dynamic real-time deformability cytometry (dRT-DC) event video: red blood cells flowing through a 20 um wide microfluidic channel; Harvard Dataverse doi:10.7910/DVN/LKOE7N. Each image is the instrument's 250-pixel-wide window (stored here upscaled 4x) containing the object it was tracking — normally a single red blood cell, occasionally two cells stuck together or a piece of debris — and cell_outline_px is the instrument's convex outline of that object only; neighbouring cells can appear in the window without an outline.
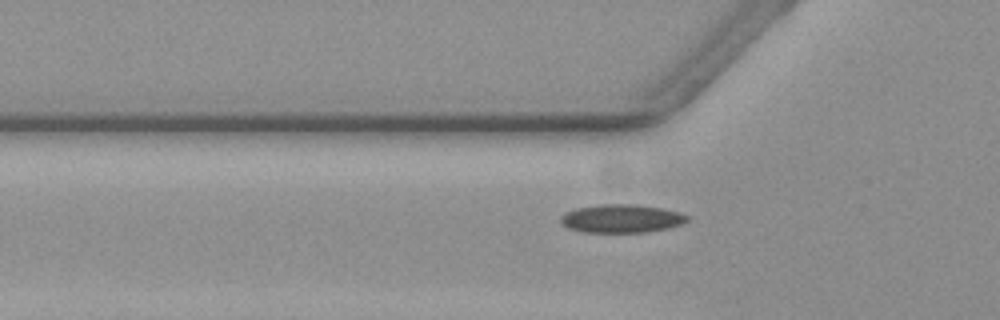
{"species": "common noctule bat (a hibernating species)", "species_latin": "Nyctalus noctula", "temperature_condition": "warm", "stored_images_in_passage": 41, "camera_frame_rate_fps": 3000, "um_per_image_px": 0.085, "animal": {"sex": "female", "body_mass_g": 19.3, "forearm_length_mm": 54.1}, "frame": {"image": 1, "passage_image": 2, "time_ms": 0.333, "image_size_px": [1000, 320], "cell_outline_px": [[692, 216], [688, 220], [680, 224], [668, 228], [648, 232], [584, 232], [568, 228], [560, 220], [560, 216], [564, 212], [576, 208], [600, 204], [632, 204], [660, 208], [680, 212]], "centroid_in_image_um": [52.83, 18.57], "position_along_channel_um": 73.0, "area_um2": 20.92}}
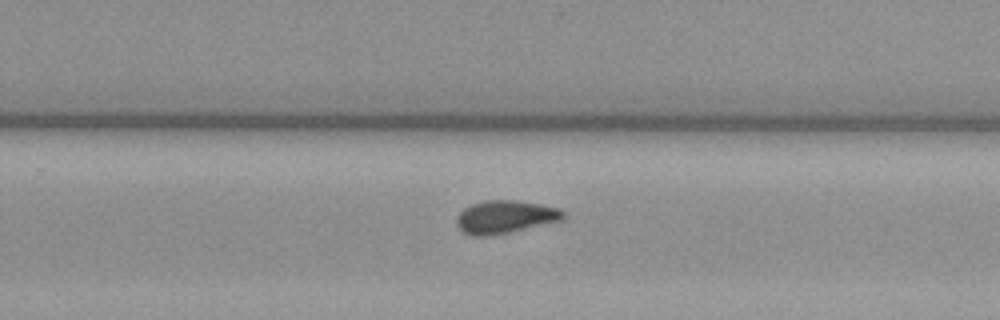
{"frame": {"image": 2, "passage_image": 20, "time_ms": 6.333, "image_size_px": [1000, 320], "cell_outline_px": [[564, 220], [492, 236], [472, 236], [464, 232], [456, 224], [456, 216], [464, 208], [472, 204], [484, 200], [512, 200], [536, 204], [556, 208], [564, 212]], "centroid_in_image_um": [42.9, 18.45], "position_along_channel_um": 286.9, "area_um2": 20.35}}
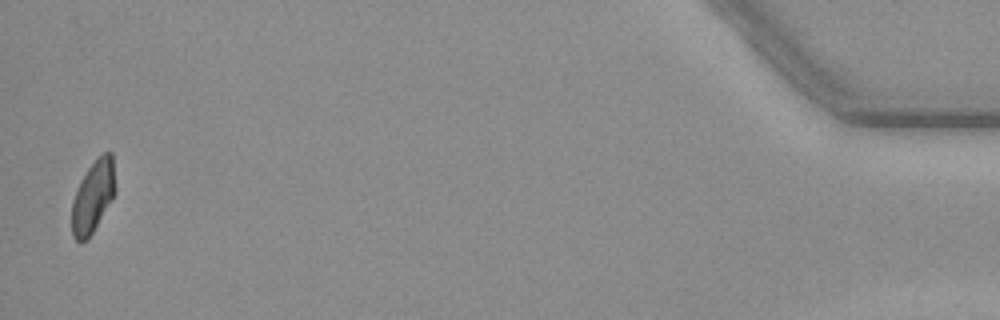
{"frame": {"image": 3, "passage_image": 40, "time_ms": 13.0, "image_size_px": [1000, 320], "cell_outline_px": [[116, 192], [92, 232], [84, 240], [76, 240], [72, 236], [72, 200], [80, 180], [88, 168], [104, 152], [112, 152], [116, 188]], "centroid_in_image_um": [7.91, 16.67], "position_along_channel_um": 427.3, "area_um2": 17.92}, "authors_computed_cell_mechanics": {"area_um2": 19.652, "velocity_mm_per_s": 3.5585, "shape_relaxation_time_tau1_ms": null, "shape_relaxation_time_tau2_ms": 3.5377, "deformation_change_tau1": null, "deformation_change_tau2": 0.0811}}